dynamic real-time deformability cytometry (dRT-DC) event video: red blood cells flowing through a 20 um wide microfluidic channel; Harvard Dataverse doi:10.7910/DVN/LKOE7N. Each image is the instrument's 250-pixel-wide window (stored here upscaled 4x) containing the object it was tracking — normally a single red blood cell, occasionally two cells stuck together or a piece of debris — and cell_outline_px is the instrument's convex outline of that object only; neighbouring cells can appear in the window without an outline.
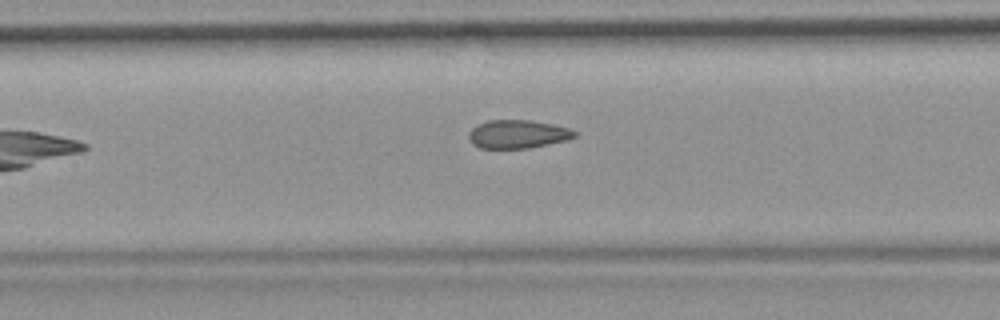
{"species": "common noctule bat (a hibernating species)", "species_latin": "Nyctalus noctula", "temperature_condition": "room temperature", "stored_images_in_passage": 7, "camera_frame_rate_fps": 3000, "um_per_image_px": 0.085, "animal": {"sex": "female", "body_mass_g": 19.9}, "frame": {"image": 1, "passage_image": 7, "time_ms": 2.0, "image_size_px": [1000, 320], "cell_outline_px": [[576, 136], [568, 140], [528, 148], [480, 148], [472, 144], [468, 140], [468, 132], [472, 128], [488, 120], [532, 120], [552, 124], [568, 128], [576, 132]], "centroid_in_image_um": [43.98, 11.4], "position_along_channel_um": 163.4, "area_um2": 17.51}}